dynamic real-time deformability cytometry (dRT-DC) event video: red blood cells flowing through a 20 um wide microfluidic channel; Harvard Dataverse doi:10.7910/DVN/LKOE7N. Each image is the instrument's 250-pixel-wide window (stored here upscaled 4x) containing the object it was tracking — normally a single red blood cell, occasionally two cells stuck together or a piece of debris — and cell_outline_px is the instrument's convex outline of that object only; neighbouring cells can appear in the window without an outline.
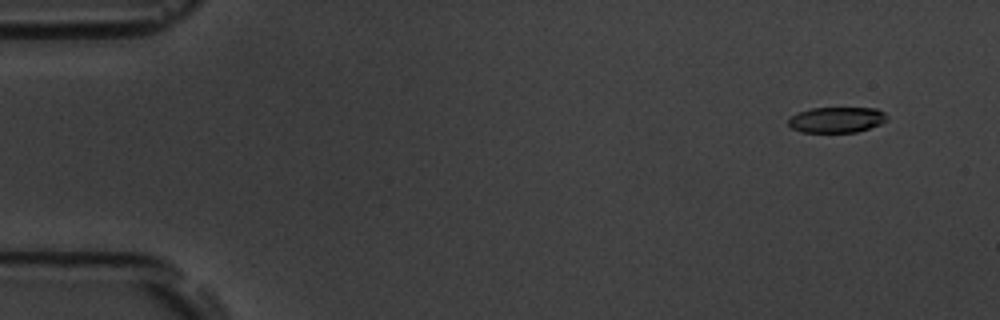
{"species": "common noctule bat (a hibernating species)", "species_latin": "Nyctalus noctula", "temperature_condition": "room temperature", "stored_images_in_passage": 15, "camera_frame_rate_fps": 3000, "um_per_image_px": 0.085, "animal": {"sex": "male", "body_mass_g": 19.5, "forearm_length_mm": 54.6}, "frame": {"image": 1, "passage_image": 5, "time_ms": 1.333, "image_size_px": [1000, 320], "cell_outline_px": [[888, 120], [880, 124], [856, 132], [800, 132], [792, 128], [788, 124], [788, 120], [796, 112], [812, 108], [876, 108], [884, 112], [888, 116]], "centroid_in_image_um": [71.11, 10.17], "position_along_channel_um": 13.9, "area_um2": 14.8}}